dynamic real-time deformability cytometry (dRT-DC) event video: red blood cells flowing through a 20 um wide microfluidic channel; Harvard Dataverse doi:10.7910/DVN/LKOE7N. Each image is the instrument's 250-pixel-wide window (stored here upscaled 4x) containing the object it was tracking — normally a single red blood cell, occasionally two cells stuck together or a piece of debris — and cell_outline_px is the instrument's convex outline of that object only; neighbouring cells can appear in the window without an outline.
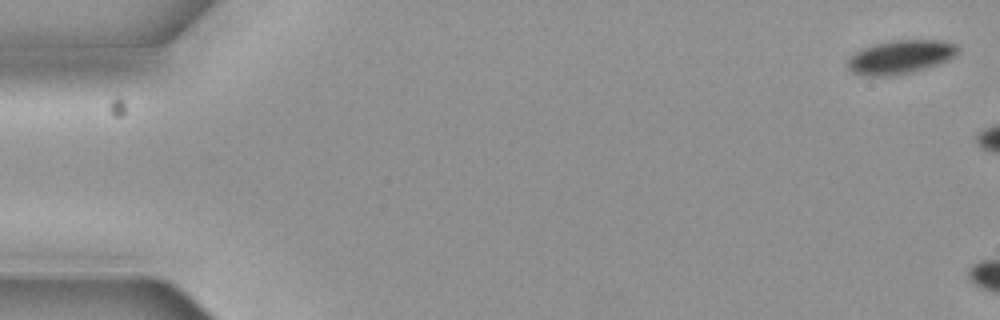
{"species": "common noctule bat (a hibernating species)", "species_latin": "Nyctalus noctula", "temperature_condition": "cold", "stored_images_in_passage": 2, "camera_frame_rate_fps": 3000, "um_per_image_px": 0.085, "animal": {"sex": "female", "body_mass_g": 19.3, "forearm_length_mm": 54.1}, "frame": {"image": 1, "passage_image": 1, "time_ms": 0.0, "image_size_px": [1000, 320], "cell_outline_px": [[960, 48], [952, 56], [936, 64], [924, 68], [892, 76], [868, 76], [852, 72], [844, 64], [860, 48], [888, 40], [948, 40], [956, 44]], "centroid_in_image_um": [76.48, 4.82], "position_along_channel_um": 8.5, "area_um2": 21.5}}